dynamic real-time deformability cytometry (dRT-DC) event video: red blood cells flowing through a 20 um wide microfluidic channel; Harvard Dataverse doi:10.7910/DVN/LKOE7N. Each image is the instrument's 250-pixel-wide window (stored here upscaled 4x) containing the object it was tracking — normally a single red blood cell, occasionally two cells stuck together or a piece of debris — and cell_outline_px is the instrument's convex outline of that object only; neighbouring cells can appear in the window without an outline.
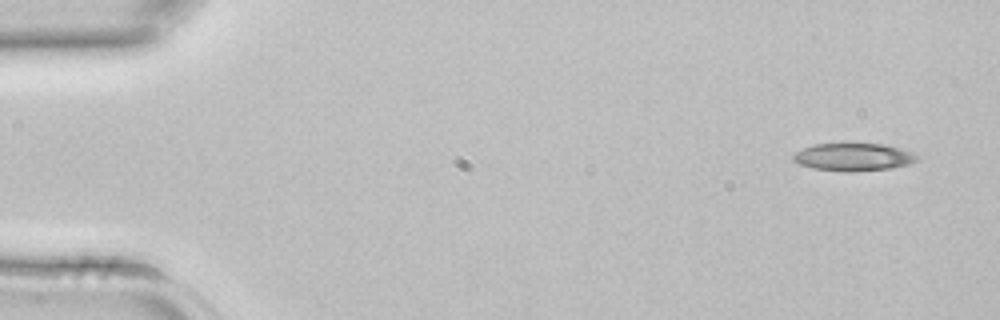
{"species": "common noctule bat (a hibernating species)", "species_latin": "Nyctalus noctula", "temperature_condition": "room temperature", "stored_images_in_passage": 4, "segment_of_instrument_passage": [1, 2], "camera_frame_rate_fps": 3000, "um_per_image_px": 0.085, "animal": {"sex": "female", "body_mass_g": 22.7, "forearm_length_mm": 54.2}, "frame": {"image": 1, "passage_image": 1, "time_ms": 0.0, "image_size_px": [1000, 320], "cell_outline_px": [[920, 160], [908, 164], [888, 168], [856, 172], [844, 172], [812, 168], [800, 164], [792, 160], [792, 156], [796, 152], [804, 148], [816, 144], [844, 140], [884, 144], [900, 148], [912, 152], [920, 156]], "centroid_in_image_um": [72.54, 13.3], "position_along_channel_um": 12.5, "area_um2": 20.98}}